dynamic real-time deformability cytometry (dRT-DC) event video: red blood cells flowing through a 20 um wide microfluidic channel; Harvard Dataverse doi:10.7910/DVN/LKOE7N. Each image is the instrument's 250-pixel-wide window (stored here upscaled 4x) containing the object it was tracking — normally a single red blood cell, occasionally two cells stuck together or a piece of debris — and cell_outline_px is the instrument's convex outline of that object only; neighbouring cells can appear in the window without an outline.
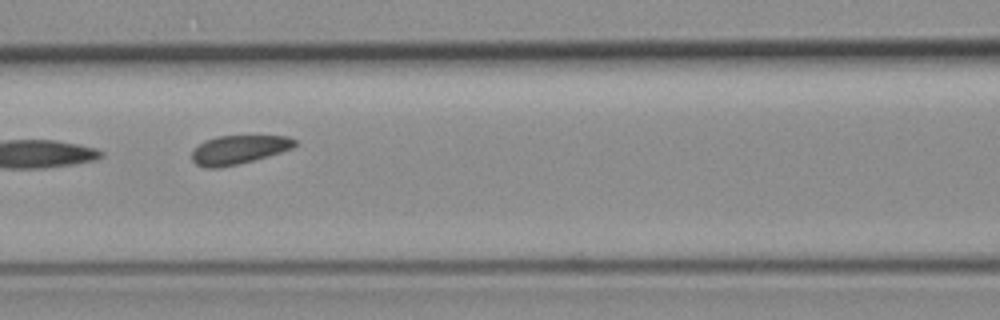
{"species": "common noctule bat (a hibernating species)", "species_latin": "Nyctalus noctula", "temperature_condition": "room temperature", "stored_images_in_passage": 6, "camera_frame_rate_fps": 3000, "um_per_image_px": 0.085, "animal": {"sex": "female", "body_mass_g": 19.3, "forearm_length_mm": 54.1}, "frame": {"image": 1, "passage_image": 5, "time_ms": 4.667, "image_size_px": [1000, 320], "cell_outline_px": [[296, 144], [292, 148], [268, 156], [236, 164], [216, 168], [204, 168], [196, 164], [192, 160], [192, 152], [204, 140], [216, 136], [288, 136], [296, 140]], "centroid_in_image_um": [20.27, 12.71], "position_along_channel_um": 146.3, "area_um2": 17.05}}
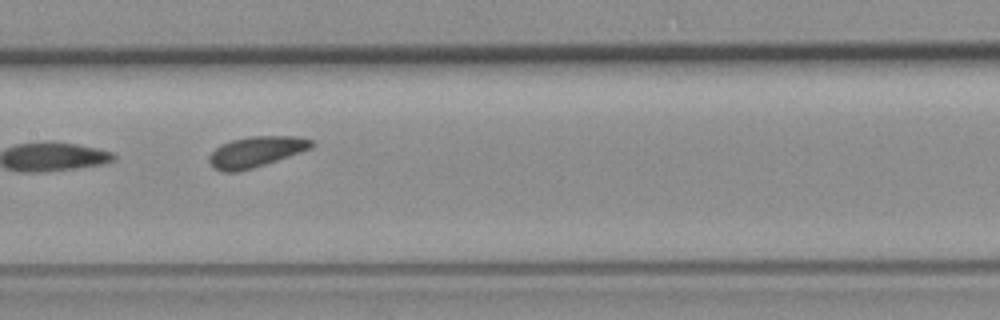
{"frame": {"image": 2, "passage_image": 6, "time_ms": 5.667, "image_size_px": [1000, 320], "cell_outline_px": [[316, 144], [312, 148], [252, 168], [236, 172], [224, 172], [216, 168], [208, 160], [208, 156], [216, 148], [232, 140], [252, 136], [296, 136], [312, 140]], "centroid_in_image_um": [21.79, 12.89], "position_along_channel_um": 185.6, "area_um2": 17.92}}